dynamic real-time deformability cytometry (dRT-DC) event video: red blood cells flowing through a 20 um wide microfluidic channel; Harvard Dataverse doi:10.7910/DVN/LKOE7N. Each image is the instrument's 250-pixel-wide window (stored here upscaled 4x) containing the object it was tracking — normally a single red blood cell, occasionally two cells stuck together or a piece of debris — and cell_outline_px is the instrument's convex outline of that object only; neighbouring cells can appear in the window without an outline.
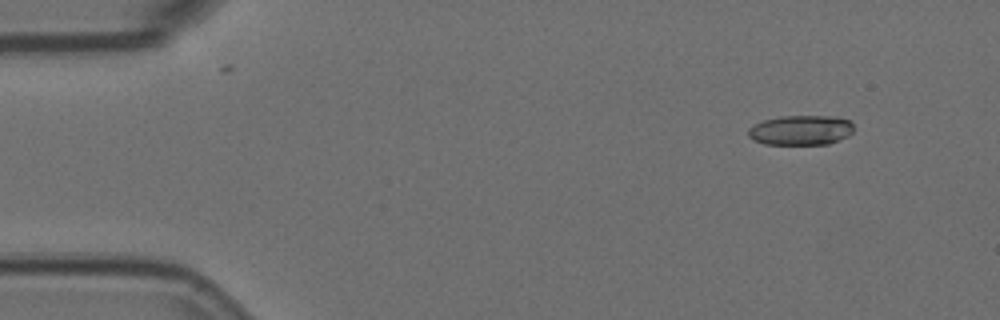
{"species": "Egyptian fruit bat (a non-hibernating species)", "species_latin": "Rousettus aegyptiacus", "temperature_condition": "room temperature", "stored_images_in_passage": 5, "camera_frame_rate_fps": 3000, "um_per_image_px": 0.085, "animal": {"sex": "female"}, "frame": {"image": 1, "passage_image": 2, "time_ms": 0.333, "image_size_px": [1000, 320], "cell_outline_px": [[852, 132], [848, 136], [828, 144], [764, 144], [752, 140], [748, 136], [748, 128], [764, 120], [780, 116], [836, 116], [848, 120], [852, 124]], "centroid_in_image_um": [68.05, 11.06], "position_along_channel_um": 17.0, "area_um2": 18.32}}
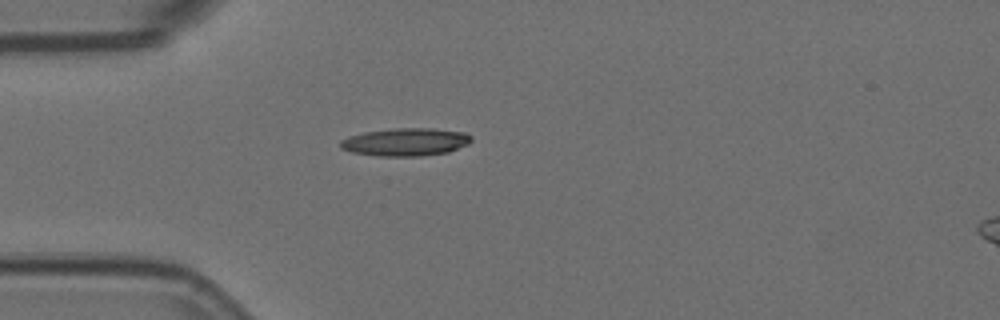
{"frame": {"image": 2, "passage_image": 5, "time_ms": 1.333, "image_size_px": [1000, 320], "cell_outline_px": [[472, 140], [468, 144], [448, 152], [420, 156], [380, 156], [352, 152], [340, 148], [340, 140], [348, 136], [364, 132], [396, 128], [432, 128], [464, 132], [472, 136]], "centroid_in_image_um": [34.47, 12.06], "position_along_channel_um": 50.5, "area_um2": 21.27}}